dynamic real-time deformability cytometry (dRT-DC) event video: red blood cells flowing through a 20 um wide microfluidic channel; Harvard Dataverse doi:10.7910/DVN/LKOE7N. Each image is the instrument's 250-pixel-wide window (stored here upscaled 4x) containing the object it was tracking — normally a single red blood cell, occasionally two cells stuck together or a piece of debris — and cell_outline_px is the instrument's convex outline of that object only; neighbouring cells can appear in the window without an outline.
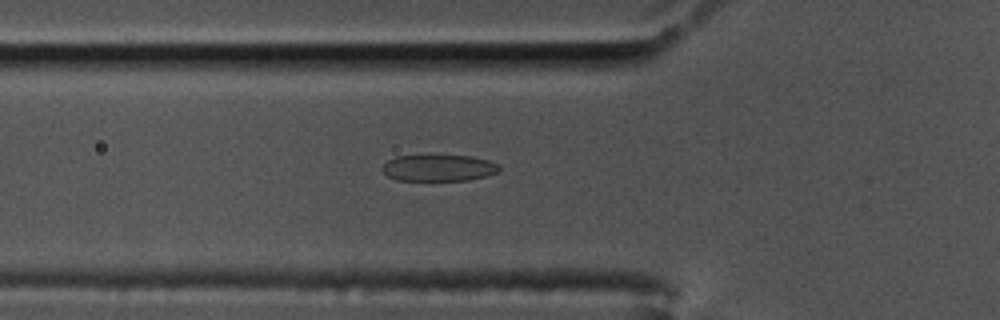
{"species": "common noctule bat (a hibernating species)", "species_latin": "Nyctalus noctula", "temperature_condition": "cold", "stored_images_in_passage": 55, "camera_frame_rate_fps": 3000, "um_per_image_px": 0.085, "animal": {"sex": "male", "body_mass_g": 17.5, "forearm_length_mm": 52.3}, "frame": {"image": 1, "passage_image": 17, "time_ms": 5.333, "image_size_px": [1000, 320], "cell_outline_px": [[500, 168], [496, 172], [484, 176], [468, 180], [396, 180], [388, 176], [380, 168], [388, 160], [396, 156], [472, 156], [488, 160], [496, 164]], "centroid_in_image_um": [37.24, 14.27], "position_along_channel_um": 88.6, "area_um2": 17.74}}
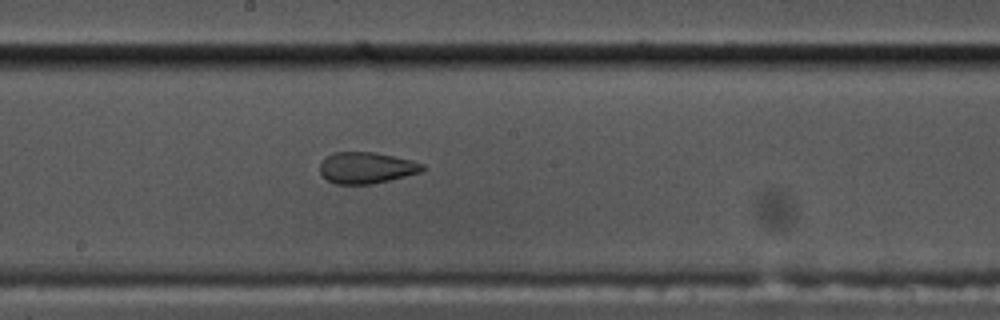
{"frame": {"image": 2, "passage_image": 28, "time_ms": 9.0, "image_size_px": [1000, 320], "cell_outline_px": [[424, 168], [420, 172], [372, 184], [336, 184], [328, 180], [320, 172], [320, 164], [332, 152], [372, 152], [412, 160], [424, 164]], "centroid_in_image_um": [31.13, 14.26], "position_along_channel_um": 217.1, "area_um2": 18.44}}
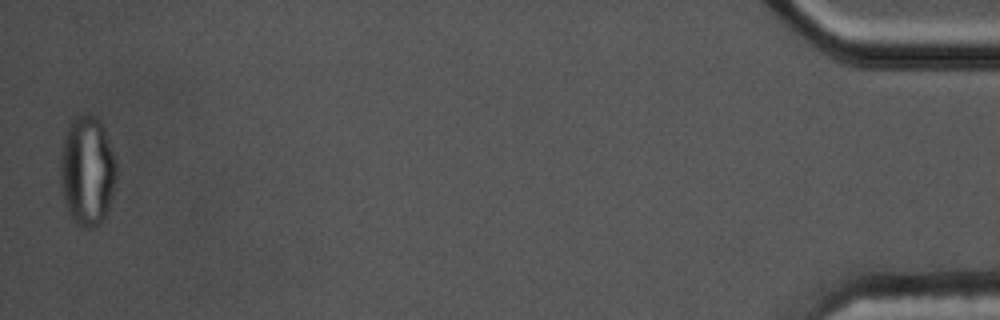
{"frame": {"image": 3, "passage_image": 54, "time_ms": 17.667, "image_size_px": [1000, 320], "cell_outline_px": [[116, 180], [108, 208], [100, 224], [92, 228], [80, 228], [72, 220], [64, 196], [60, 176], [60, 160], [68, 128], [72, 120], [76, 116], [96, 116], [100, 120], [116, 160]], "centroid_in_image_um": [7.43, 14.56], "position_along_channel_um": 427.8, "area_um2": 35.2}, "authors_computed_cell_mechanics": {"area_um2": 20.1144, "velocity_mm_per_s": 3.5018, "shape_relaxation_time_tau1_ms": null, "shape_relaxation_time_tau2_ms": 1.1176, "deformation_change_tau1": null, "deformation_change_tau2": 0.0756}}